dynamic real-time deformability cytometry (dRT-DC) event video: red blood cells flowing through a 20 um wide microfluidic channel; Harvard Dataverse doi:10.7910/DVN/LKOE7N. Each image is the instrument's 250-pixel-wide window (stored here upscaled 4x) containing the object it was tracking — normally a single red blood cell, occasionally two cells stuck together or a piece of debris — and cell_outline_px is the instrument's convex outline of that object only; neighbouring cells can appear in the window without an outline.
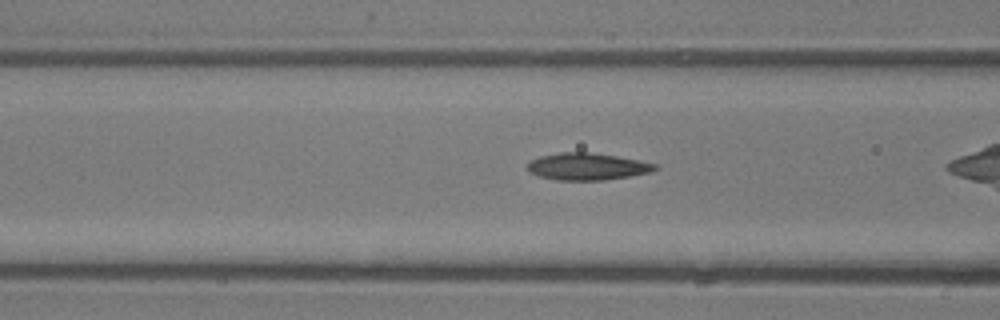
{"species": "common noctule bat (a hibernating species)", "species_latin": "Nyctalus noctula", "temperature_condition": "room temperature", "stored_images_in_passage": 33, "camera_frame_rate_fps": 3000, "um_per_image_px": 0.085, "animal": {"sex": "male", "body_mass_g": 13.3}, "frame": {"image": 1, "passage_image": 15, "time_ms": 4.667, "image_size_px": [1000, 320], "cell_outline_px": [[660, 168], [652, 172], [604, 180], [556, 180], [540, 176], [528, 172], [528, 164], [532, 160], [540, 156], [560, 152], [588, 152], [616, 156], [656, 164]], "centroid_in_image_um": [49.92, 14.16], "position_along_channel_um": 116.7, "area_um2": 19.94}}
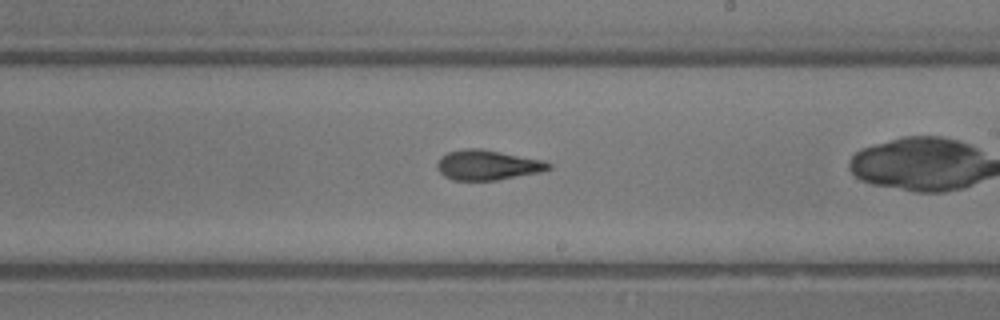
{"frame": {"image": 2, "passage_image": 24, "time_ms": 7.667, "image_size_px": [1000, 320], "cell_outline_px": [[552, 168], [540, 172], [496, 180], [452, 180], [444, 176], [436, 168], [436, 164], [440, 156], [448, 152], [464, 148], [480, 148], [544, 160], [552, 164]], "centroid_in_image_um": [41.42, 14.02], "position_along_channel_um": 247.6, "area_um2": 19.59}}